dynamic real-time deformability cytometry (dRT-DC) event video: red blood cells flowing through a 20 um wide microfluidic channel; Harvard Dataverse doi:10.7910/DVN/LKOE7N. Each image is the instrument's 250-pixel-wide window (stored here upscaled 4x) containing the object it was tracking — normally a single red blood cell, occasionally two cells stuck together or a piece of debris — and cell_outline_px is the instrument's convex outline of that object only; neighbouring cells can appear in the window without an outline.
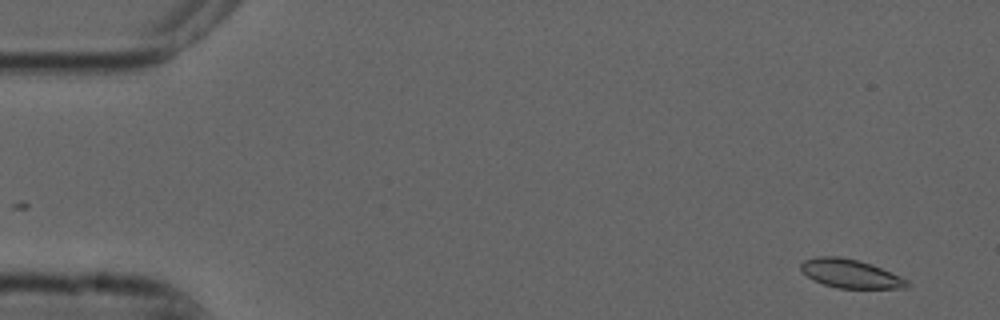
{"species": "common noctule bat (a hibernating species)", "species_latin": "Nyctalus noctula", "temperature_condition": "cold", "stored_images_in_passage": 3, "camera_frame_rate_fps": 3000, "um_per_image_px": 0.085, "animal": {"sex": "male", "forearm_length_mm": 52.5}, "frame": {"image": 1, "passage_image": 1, "time_ms": 0.0, "image_size_px": [1000, 320], "cell_outline_px": [[912, 284], [908, 288], [836, 288], [812, 280], [800, 268], [800, 264], [804, 260], [816, 256], [836, 256], [856, 260], [872, 264], [908, 280]], "centroid_in_image_um": [72.29, 23.27], "position_along_channel_um": 12.7, "area_um2": 17.69}}